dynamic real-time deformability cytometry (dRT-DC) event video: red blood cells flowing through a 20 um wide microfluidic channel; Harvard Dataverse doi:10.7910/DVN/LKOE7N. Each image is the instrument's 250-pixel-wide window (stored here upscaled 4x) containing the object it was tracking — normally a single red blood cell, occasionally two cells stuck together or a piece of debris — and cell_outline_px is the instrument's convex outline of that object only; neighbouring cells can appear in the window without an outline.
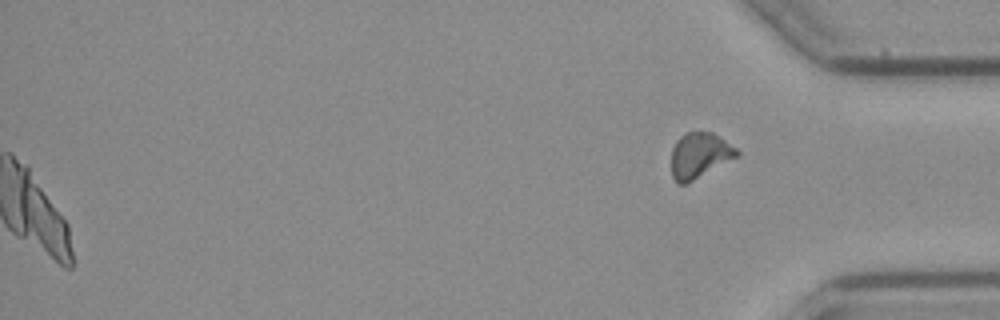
{"species": "common noctule bat (a hibernating species)", "species_latin": "Nyctalus noctula", "temperature_condition": "cold", "stored_images_in_passage": 37, "camera_frame_rate_fps": 3000, "um_per_image_px": 0.085, "animal": {"sex": "female", "body_mass_g": 21.9}, "frame": {"image": 1, "passage_image": 37, "time_ms": 12.0, "image_size_px": [1000, 320], "cell_outline_px": [[740, 156], [684, 184], [676, 184], [672, 176], [672, 148], [676, 140], [680, 136], [688, 132], [712, 132], [736, 148], [740, 152]], "centroid_in_image_um": [59.46, 13.2], "position_along_channel_um": 375.7, "area_um2": 17.22}}